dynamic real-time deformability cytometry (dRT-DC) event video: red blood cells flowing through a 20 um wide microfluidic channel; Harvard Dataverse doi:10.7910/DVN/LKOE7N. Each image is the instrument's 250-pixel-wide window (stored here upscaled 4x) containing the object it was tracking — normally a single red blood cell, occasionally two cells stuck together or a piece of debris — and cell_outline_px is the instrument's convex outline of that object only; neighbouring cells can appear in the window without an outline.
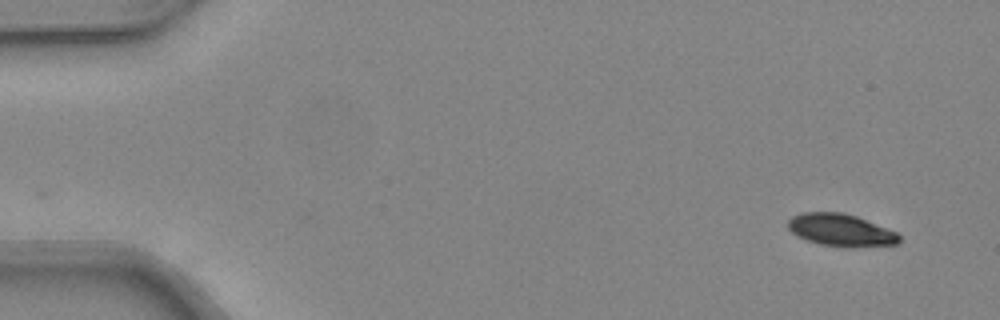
{"species": "common noctule bat (a hibernating species)", "species_latin": "Nyctalus noctula", "temperature_condition": "warm", "stored_images_in_passage": 46, "camera_frame_rate_fps": 3000, "um_per_image_px": 0.085, "animal": {"sex": "female", "body_mass_g": 24.6, "forearm_length_mm": 56.2}, "frame": {"image": 1, "passage_image": 1, "time_ms": 0.0, "image_size_px": [1000, 320], "cell_outline_px": [[900, 240], [896, 244], [844, 248], [820, 244], [796, 236], [788, 228], [788, 220], [792, 216], [800, 212], [844, 212], [856, 216], [896, 232], [900, 236]], "centroid_in_image_um": [71.43, 19.56], "position_along_channel_um": 13.6, "area_um2": 20.98}}
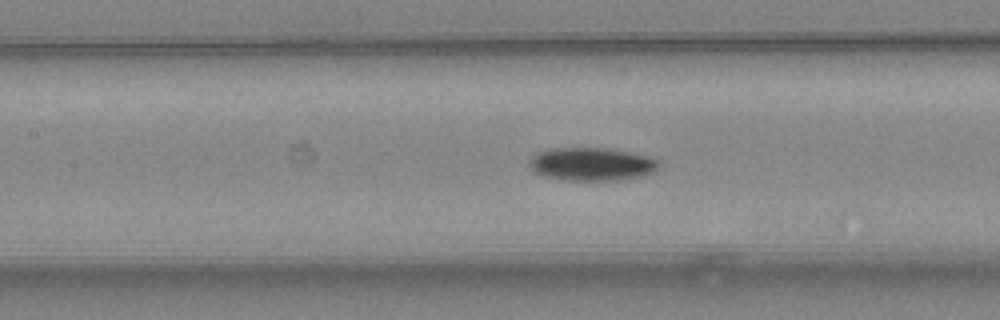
{"frame": {"image": 2, "passage_image": 20, "time_ms": 6.333, "image_size_px": [1000, 320], "cell_outline_px": [[660, 164], [652, 172], [640, 176], [620, 180], [564, 180], [544, 176], [532, 172], [528, 168], [528, 160], [536, 152], [548, 148], [608, 148], [632, 152], [648, 156], [660, 160]], "centroid_in_image_um": [50.23, 13.94], "position_along_channel_um": 157.2, "area_um2": 25.37}}
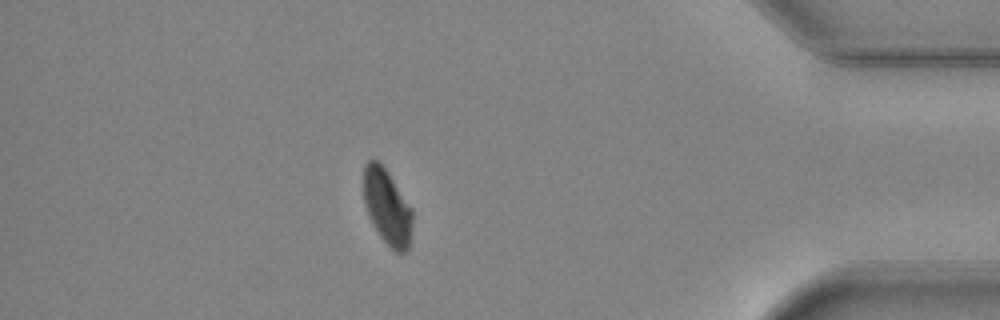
{"frame": {"image": 3, "passage_image": 40, "time_ms": 13.0, "image_size_px": [1000, 320], "cell_outline_px": [[412, 220], [408, 248], [404, 252], [396, 252], [380, 236], [364, 204], [364, 164], [368, 160], [376, 160], [388, 172], [412, 208]], "centroid_in_image_um": [32.91, 17.56], "position_along_channel_um": 402.3, "area_um2": 20.92}, "authors_computed_cell_mechanics": {"area_um2": 23.5535, "velocity_mm_per_s": 4.3033, "shape_relaxation_time_tau1_ms": 2.1445, "shape_relaxation_time_tau2_ms": null, "deformation_change_tau1": 0.1098, "deformation_change_tau2": null}}